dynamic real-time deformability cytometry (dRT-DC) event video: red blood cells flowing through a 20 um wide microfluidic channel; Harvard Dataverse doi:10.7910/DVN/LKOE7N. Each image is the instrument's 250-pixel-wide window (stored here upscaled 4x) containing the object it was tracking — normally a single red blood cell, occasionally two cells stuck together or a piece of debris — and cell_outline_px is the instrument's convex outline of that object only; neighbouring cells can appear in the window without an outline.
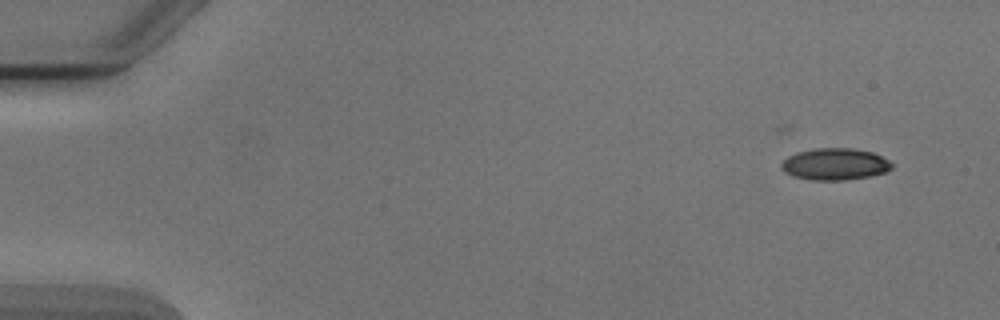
{"species": "Egyptian fruit bat (a non-hibernating species)", "species_latin": "Rousettus aegyptiacus", "temperature_condition": "cold", "stored_images_in_passage": 8, "camera_frame_rate_fps": 3000, "um_per_image_px": 0.085, "animal": {"sex": "male"}, "frame": {"image": 1, "passage_image": 1, "time_ms": 0.0, "image_size_px": [1000, 320], "cell_outline_px": [[892, 168], [884, 172], [868, 176], [844, 180], [812, 180], [792, 176], [784, 172], [780, 168], [780, 164], [788, 156], [796, 152], [816, 148], [852, 148], [872, 152], [888, 160], [892, 164]], "centroid_in_image_um": [70.92, 13.95], "position_along_channel_um": 14.1, "area_um2": 20.4}}
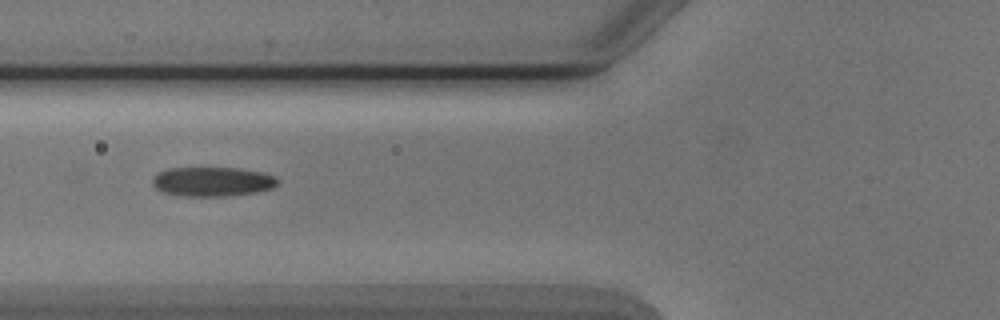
{"frame": {"image": 2, "passage_image": 5, "time_ms": 5.667, "image_size_px": [1000, 320], "cell_outline_px": [[280, 180], [272, 188], [256, 192], [228, 196], [180, 196], [160, 192], [152, 184], [152, 176], [168, 168], [240, 168], [264, 172], [276, 176]], "centroid_in_image_um": [18.05, 15.44], "position_along_channel_um": 107.7, "area_um2": 21.73}}
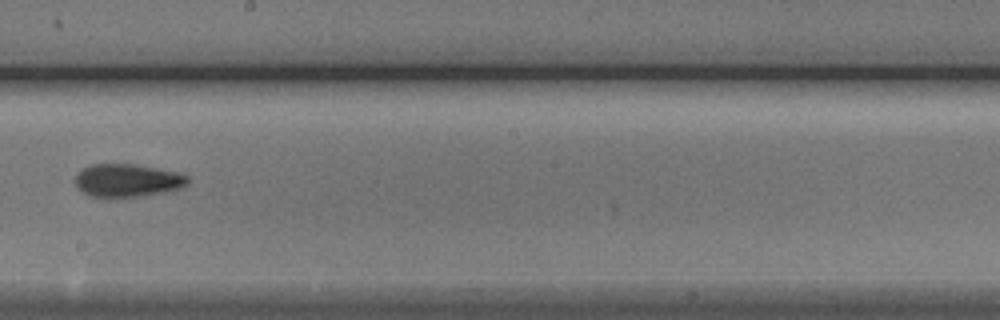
{"frame": {"image": 3, "passage_image": 8, "time_ms": 9.0, "image_size_px": [1000, 320], "cell_outline_px": [[188, 184], [180, 188], [164, 192], [140, 196], [108, 200], [88, 196], [76, 188], [76, 176], [84, 168], [92, 164], [136, 164], [176, 172], [188, 176]], "centroid_in_image_um": [10.78, 15.38], "position_along_channel_um": 237.4, "area_um2": 22.08}}